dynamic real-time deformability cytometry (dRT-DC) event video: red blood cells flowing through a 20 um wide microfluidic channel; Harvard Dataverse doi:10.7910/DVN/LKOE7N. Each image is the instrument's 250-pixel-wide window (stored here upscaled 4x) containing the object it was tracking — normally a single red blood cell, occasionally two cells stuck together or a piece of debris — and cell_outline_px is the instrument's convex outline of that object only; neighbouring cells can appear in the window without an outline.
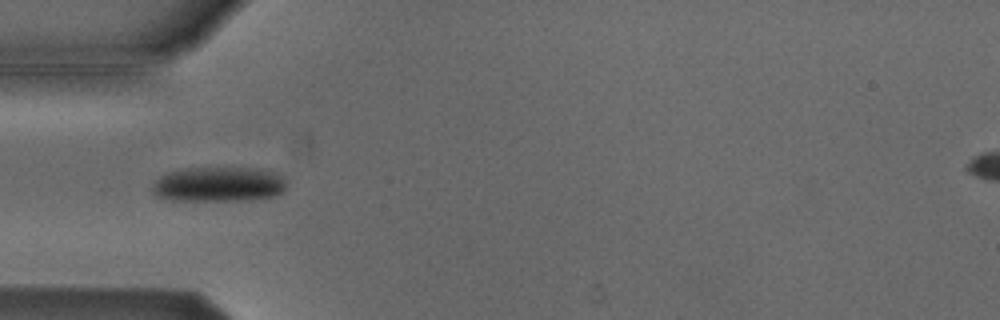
{"species": "Egyptian fruit bat (a non-hibernating species)", "species_latin": "Rousettus aegyptiacus", "temperature_condition": "cold", "stored_images_in_passage": 5, "camera_frame_rate_fps": 3000, "um_per_image_px": 0.085, "animal": {"sex": "male"}, "frame": {"image": 1, "passage_image": 4, "time_ms": 1.0, "image_size_px": [1000, 320], "cell_outline_px": [[284, 188], [276, 196], [252, 200], [168, 200], [156, 196], [152, 192], [152, 184], [160, 176], [168, 172], [188, 168], [248, 168], [276, 172], [284, 180]], "centroid_in_image_um": [18.53, 15.68], "position_along_channel_um": 66.5, "area_um2": 27.17}}
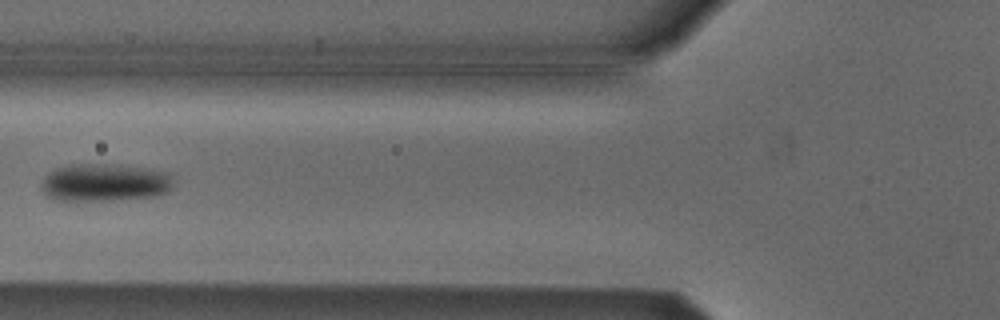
{"frame": {"image": 2, "passage_image": 5, "time_ms": 1.333, "image_size_px": [1000, 320], "cell_outline_px": [[172, 184], [168, 192], [152, 196], [112, 200], [56, 200], [48, 196], [40, 188], [44, 176], [48, 172], [56, 168], [68, 164], [108, 164], [144, 168], [164, 172], [172, 180]], "centroid_in_image_um": [8.82, 15.51], "position_along_channel_um": 117.0, "area_um2": 28.73}}